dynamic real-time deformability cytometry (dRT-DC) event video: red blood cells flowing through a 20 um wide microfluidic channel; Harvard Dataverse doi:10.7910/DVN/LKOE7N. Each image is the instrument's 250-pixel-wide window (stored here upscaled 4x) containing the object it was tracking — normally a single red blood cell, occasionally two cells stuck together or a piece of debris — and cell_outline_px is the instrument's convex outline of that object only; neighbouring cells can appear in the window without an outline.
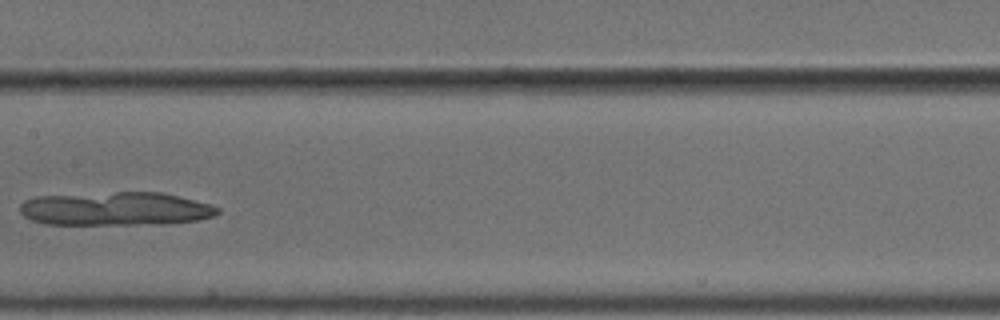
{"species": "common noctule bat (a hibernating species)", "species_latin": "Nyctalus noctula", "temperature_condition": "cold", "stored_images_in_passage": 7, "camera_frame_rate_fps": 3000, "um_per_image_px": 0.085, "animal": {"sex": "male", "body_mass_g": 18.8}, "frame": {"image": 1, "passage_image": 6, "time_ms": 1.667, "image_size_px": [1000, 320], "cell_outline_px": [[220, 212], [212, 216], [196, 220], [136, 224], [44, 224], [32, 220], [24, 216], [20, 212], [20, 204], [24, 200], [36, 196], [116, 192], [160, 192], [212, 204], [220, 208]], "centroid_in_image_um": [9.77, 17.73], "position_along_channel_um": 197.6, "area_um2": 38.26}}